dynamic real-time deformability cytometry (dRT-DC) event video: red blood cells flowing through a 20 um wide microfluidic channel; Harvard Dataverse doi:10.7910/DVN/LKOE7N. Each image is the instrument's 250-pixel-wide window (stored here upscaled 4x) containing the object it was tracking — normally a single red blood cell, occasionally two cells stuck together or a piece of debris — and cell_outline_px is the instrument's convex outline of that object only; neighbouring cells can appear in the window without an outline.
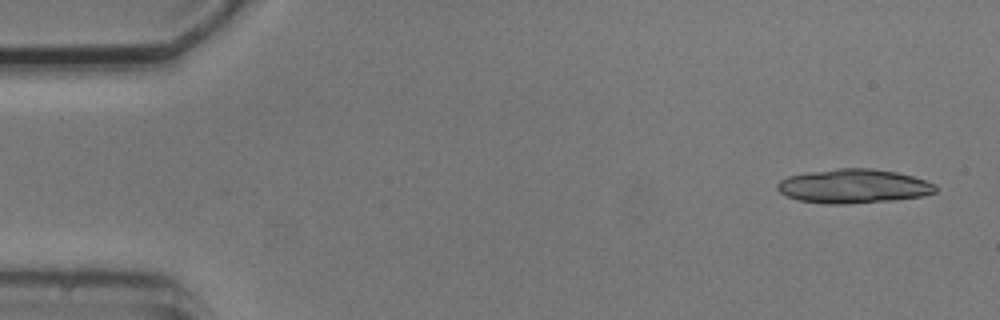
{"species": "common noctule bat (a hibernating species)", "species_latin": "Nyctalus noctula", "temperature_condition": "cold", "stored_images_in_passage": 6, "camera_frame_rate_fps": 3000, "um_per_image_px": 0.085, "animal": {"sex": "male", "body_mass_g": 20.5, "forearm_length_mm": 52.5}, "frame": {"image": 1, "passage_image": 1, "time_ms": 0.0, "image_size_px": [1000, 320], "cell_outline_px": [[936, 192], [924, 196], [892, 200], [844, 204], [824, 204], [800, 200], [784, 196], [776, 188], [776, 184], [780, 180], [788, 176], [808, 172], [836, 168], [868, 168], [896, 172], [912, 176], [936, 184]], "centroid_in_image_um": [72.52, 15.82], "position_along_channel_um": 12.5, "area_um2": 31.5}}